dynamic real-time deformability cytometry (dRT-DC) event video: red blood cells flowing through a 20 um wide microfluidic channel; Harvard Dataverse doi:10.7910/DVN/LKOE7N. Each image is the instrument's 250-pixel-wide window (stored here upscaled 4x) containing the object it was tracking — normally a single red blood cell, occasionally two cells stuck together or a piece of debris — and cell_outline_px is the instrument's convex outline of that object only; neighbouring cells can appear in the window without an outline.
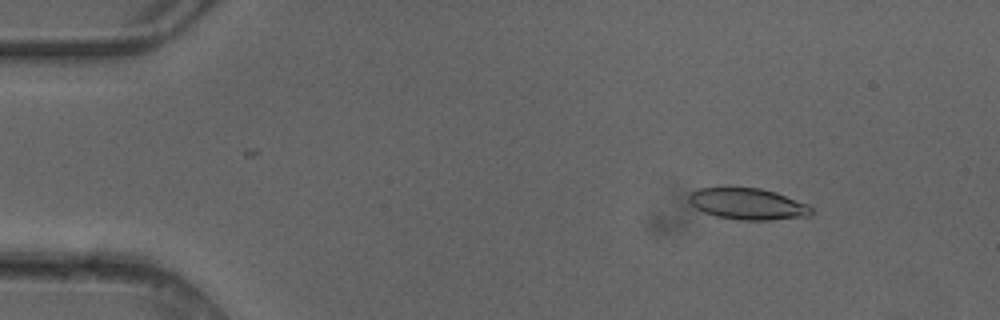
{"species": "common noctule bat (a hibernating species)", "species_latin": "Nyctalus noctula", "temperature_condition": "cold", "stored_images_in_passage": 3, "camera_frame_rate_fps": 3000, "um_per_image_px": 0.085, "animal": {"sex": "female"}, "frame": {"image": 1, "passage_image": 1, "time_ms": 0.0, "image_size_px": [1000, 320], "cell_outline_px": [[812, 212], [808, 216], [772, 220], [740, 220], [716, 216], [704, 212], [696, 208], [688, 200], [688, 196], [692, 192], [700, 188], [760, 188], [776, 192], [808, 204], [812, 208]], "centroid_in_image_um": [63.58, 17.34], "position_along_channel_um": 21.4, "area_um2": 22.25}}